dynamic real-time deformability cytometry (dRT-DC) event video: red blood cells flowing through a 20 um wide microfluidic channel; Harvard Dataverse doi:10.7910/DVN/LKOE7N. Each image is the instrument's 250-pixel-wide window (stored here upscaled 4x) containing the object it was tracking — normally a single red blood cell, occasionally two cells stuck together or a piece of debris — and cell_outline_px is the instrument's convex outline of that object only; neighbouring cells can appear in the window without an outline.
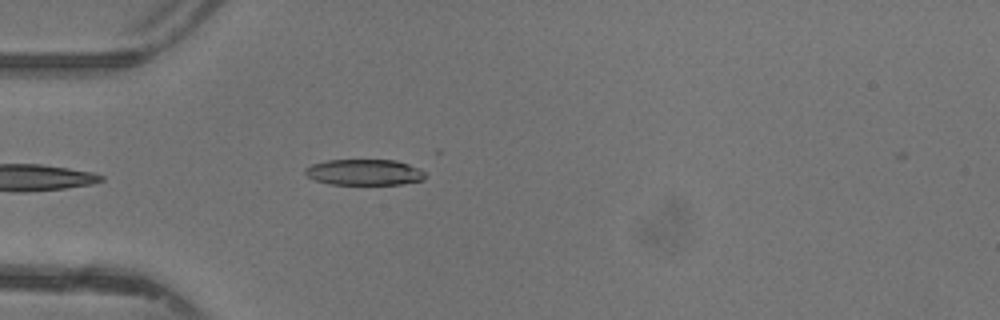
{"species": "common noctule bat (a hibernating species)", "species_latin": "Nyctalus noctula", "temperature_condition": "warm", "stored_images_in_passage": 21, "camera_frame_rate_fps": 3000, "um_per_image_px": 0.085, "animal": {"sex": "female"}, "frame": {"image": 1, "passage_image": 1, "time_ms": 0.0, "image_size_px": [1000, 320], "cell_outline_px": [[424, 180], [400, 184], [328, 184], [316, 180], [308, 176], [304, 172], [304, 168], [312, 164], [328, 160], [396, 160], [420, 168], [424, 172]], "centroid_in_image_um": [30.96, 14.64], "position_along_channel_um": 54.0, "area_um2": 18.09}}
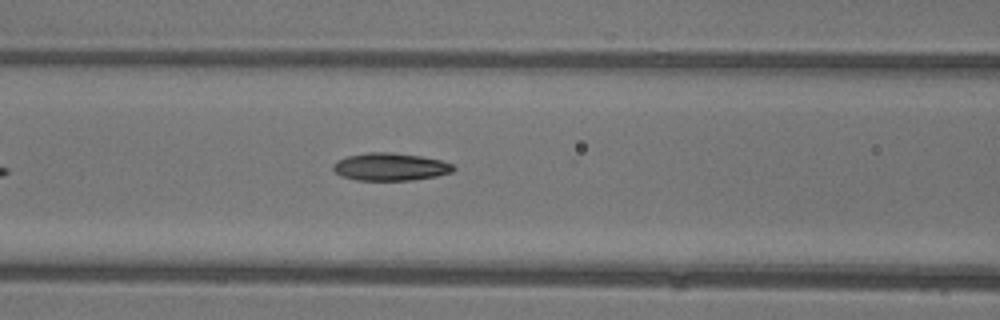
{"frame": {"image": 2, "passage_image": 7, "time_ms": 2.0, "image_size_px": [1000, 320], "cell_outline_px": [[456, 168], [452, 172], [436, 176], [412, 180], [356, 180], [340, 176], [332, 168], [332, 164], [336, 160], [348, 156], [368, 152], [392, 152], [420, 156], [440, 160], [452, 164]], "centroid_in_image_um": [33.15, 14.18], "position_along_channel_um": 133.5, "area_um2": 19.42}}
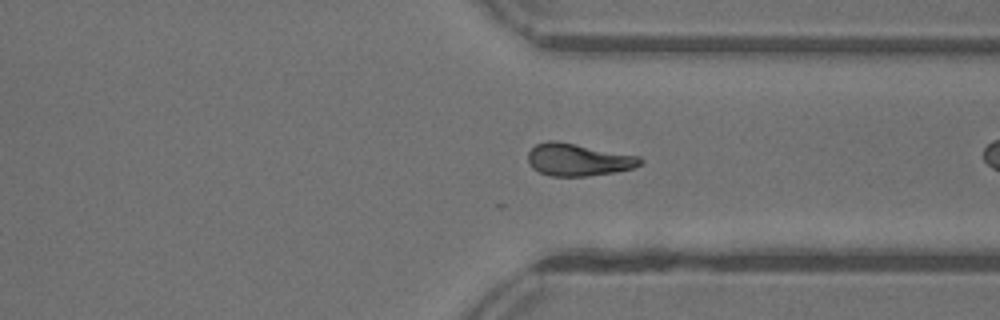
{"frame": {"image": 3, "passage_image": 20, "time_ms": 6.333, "image_size_px": [1000, 320], "cell_outline_px": [[644, 160], [640, 164], [632, 168], [616, 172], [588, 176], [552, 176], [540, 172], [532, 168], [528, 160], [528, 152], [536, 144], [548, 140], [556, 140], [640, 156]], "centroid_in_image_um": [49.15, 13.57], "position_along_channel_um": 362.3, "area_um2": 21.21}}